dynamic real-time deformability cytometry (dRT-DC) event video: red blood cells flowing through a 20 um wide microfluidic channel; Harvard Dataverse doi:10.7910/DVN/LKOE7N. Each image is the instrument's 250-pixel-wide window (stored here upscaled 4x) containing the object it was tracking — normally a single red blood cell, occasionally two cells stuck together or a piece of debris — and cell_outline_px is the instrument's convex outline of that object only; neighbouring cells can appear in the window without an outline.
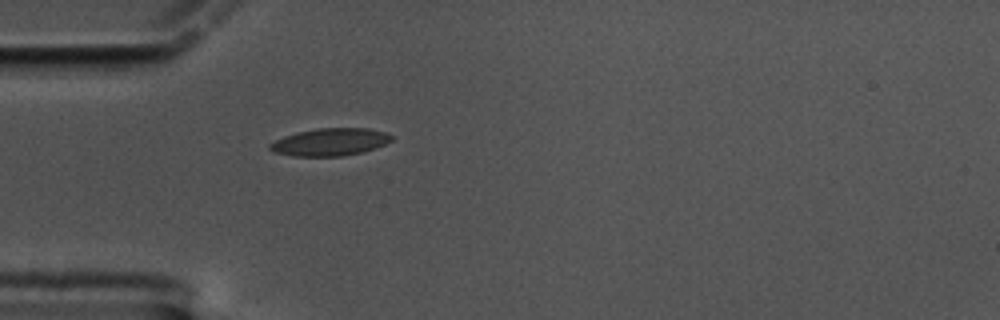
{"species": "common noctule bat (a hibernating species)", "species_latin": "Nyctalus noctula", "temperature_condition": "cold", "stored_images_in_passage": 44, "camera_frame_rate_fps": 3000, "um_per_image_px": 0.085, "animal": {"sex": "male", "body_mass_g": 17.5, "forearm_length_mm": 52.3}, "frame": {"image": 1, "passage_image": 1, "time_ms": 0.0, "image_size_px": [1000, 320], "cell_outline_px": [[392, 140], [376, 148], [344, 156], [292, 156], [272, 152], [268, 148], [268, 144], [284, 136], [296, 132], [316, 128], [368, 128], [384, 132], [392, 136]], "centroid_in_image_um": [28.01, 12.07], "position_along_channel_um": 57.0, "area_um2": 19.54}}
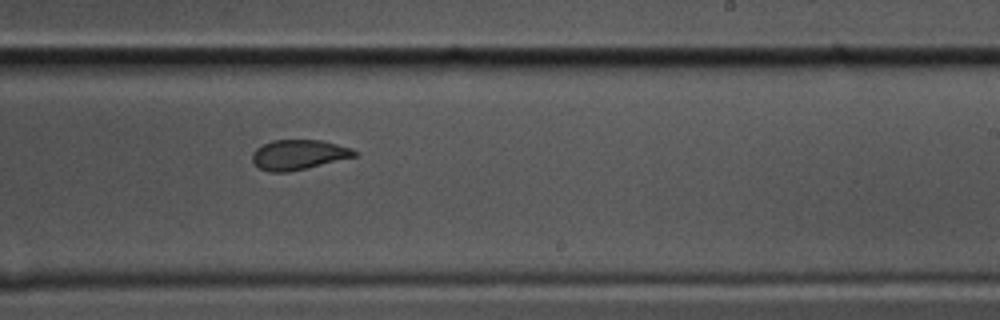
{"frame": {"image": 2, "passage_image": 20, "time_ms": 6.333, "image_size_px": [1000, 320], "cell_outline_px": [[356, 156], [288, 172], [268, 172], [260, 168], [252, 160], [252, 152], [256, 148], [272, 140], [320, 140], [352, 148], [356, 152]], "centroid_in_image_um": [25.34, 13.14], "position_along_channel_um": 263.7, "area_um2": 17.57}}
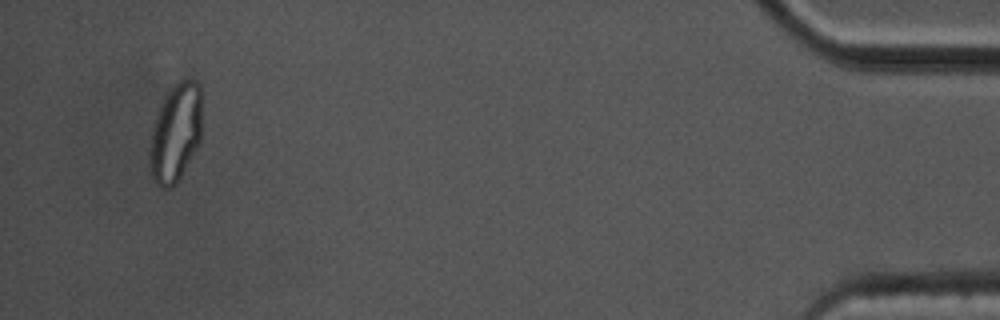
{"frame": {"image": 3, "passage_image": 41, "time_ms": 13.333, "image_size_px": [1000, 320], "cell_outline_px": [[200, 140], [196, 148], [176, 184], [172, 188], [160, 188], [156, 184], [152, 176], [148, 156], [148, 148], [156, 116], [168, 92], [180, 80], [196, 80], [200, 84]], "centroid_in_image_um": [14.9, 11.34], "position_along_channel_um": 420.3, "area_um2": 29.48}, "authors_computed_cell_mechanics": {"area_um2": 19.2474, "velocity_mm_per_s": 3.3318, "shape_relaxation_time_tau1_ms": null, "shape_relaxation_time_tau2_ms": 1.2424, "deformation_change_tau1": null, "deformation_change_tau2": 0.0585}}